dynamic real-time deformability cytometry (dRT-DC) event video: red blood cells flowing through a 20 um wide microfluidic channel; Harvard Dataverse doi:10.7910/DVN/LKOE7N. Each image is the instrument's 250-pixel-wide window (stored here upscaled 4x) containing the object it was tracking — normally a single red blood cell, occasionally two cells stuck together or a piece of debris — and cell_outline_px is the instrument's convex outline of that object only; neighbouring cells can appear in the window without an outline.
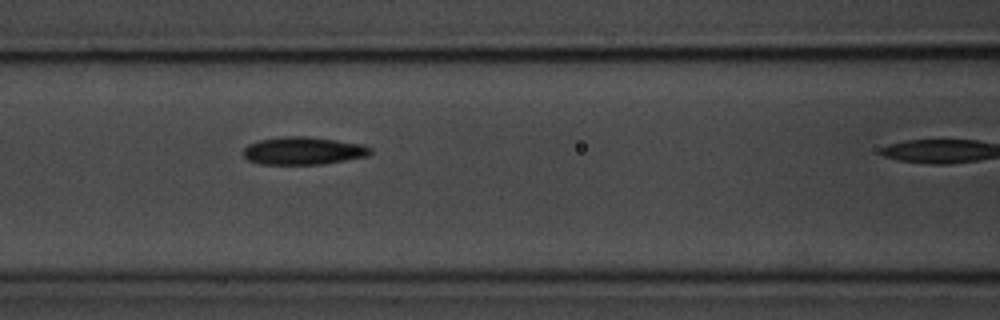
{"species": "common noctule bat (a hibernating species)", "species_latin": "Nyctalus noctula", "temperature_condition": "room temperature", "stored_images_in_passage": 6, "camera_frame_rate_fps": 3000, "um_per_image_px": 0.085, "animal": {"sex": "male", "body_mass_g": 20.1, "forearm_length_mm": 53.5}, "frame": {"image": 1, "passage_image": 5, "time_ms": 5.667, "image_size_px": [1000, 320], "cell_outline_px": [[372, 152], [368, 156], [324, 164], [260, 164], [248, 160], [244, 156], [244, 148], [248, 144], [260, 140], [284, 136], [308, 136], [364, 144], [372, 148]], "centroid_in_image_um": [25.81, 12.81], "position_along_channel_um": 140.8, "area_um2": 20.63}}